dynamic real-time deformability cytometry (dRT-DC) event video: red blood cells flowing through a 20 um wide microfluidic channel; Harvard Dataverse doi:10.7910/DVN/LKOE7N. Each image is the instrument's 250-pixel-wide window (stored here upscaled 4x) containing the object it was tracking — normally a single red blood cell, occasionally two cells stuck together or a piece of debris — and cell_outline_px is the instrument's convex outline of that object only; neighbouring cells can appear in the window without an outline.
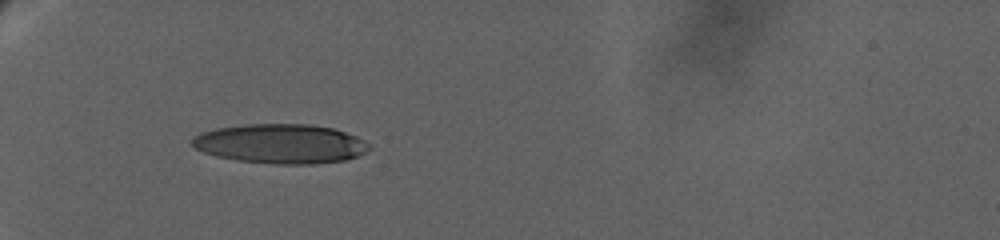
{"species": "human", "species_latin": "Homo sapiens", "temperature_condition": "warm", "stored_images_in_passage": 41, "camera_frame_rate_fps": 3000, "um_per_image_px": 0.085, "donor": {"sex": "female"}, "frame": {"image": 1, "passage_image": 1, "time_ms": 0.0, "image_size_px": [1000, 240], "cell_outline_px": [[372, 148], [356, 156], [344, 160], [312, 164], [276, 164], [240, 160], [216, 156], [204, 152], [188, 144], [192, 136], [200, 132], [216, 128], [244, 124], [308, 124], [332, 128], [356, 136], [372, 144]], "centroid_in_image_um": [23.82, 12.21], "position_along_channel_um": 61.2, "area_um2": 40.81}}
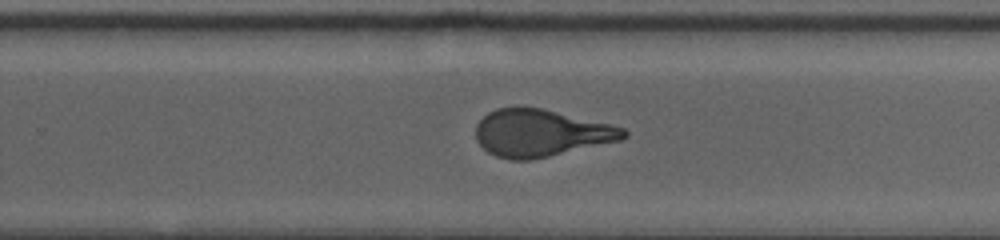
{"frame": {"image": 2, "passage_image": 22, "time_ms": 8.667, "image_size_px": [1000, 240], "cell_outline_px": [[628, 136], [620, 140], [532, 160], [508, 160], [496, 156], [488, 152], [476, 140], [476, 124], [488, 112], [496, 108], [540, 108], [608, 124], [624, 128], [628, 132]], "centroid_in_image_um": [45.94, 11.33], "position_along_channel_um": 283.9, "area_um2": 40.11}}
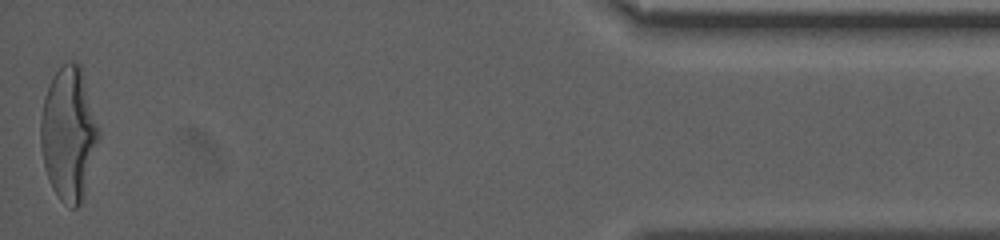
{"frame": {"image": 3, "passage_image": 41, "time_ms": 16.0, "image_size_px": [1000, 240], "cell_outline_px": [[100, 136], [84, 196], [80, 204], [76, 208], [72, 208], [64, 204], [60, 200], [52, 188], [44, 168], [40, 144], [40, 120], [44, 96], [52, 76], [68, 60], [72, 60], [80, 64], [100, 128]], "centroid_in_image_um": [5.84, 11.37], "position_along_channel_um": 429.4, "area_um2": 45.55}, "authors_computed_cell_mechanics": {"area_um2": 41.4426, "velocity_mm_per_s": 2.8374, "shape_relaxation_time_tau1_ms": 10.2021, "shape_relaxation_time_tau2_ms": 1.0707, "deformation_change_tau1": 0.3079, "deformation_change_tau2": 0.0951}}